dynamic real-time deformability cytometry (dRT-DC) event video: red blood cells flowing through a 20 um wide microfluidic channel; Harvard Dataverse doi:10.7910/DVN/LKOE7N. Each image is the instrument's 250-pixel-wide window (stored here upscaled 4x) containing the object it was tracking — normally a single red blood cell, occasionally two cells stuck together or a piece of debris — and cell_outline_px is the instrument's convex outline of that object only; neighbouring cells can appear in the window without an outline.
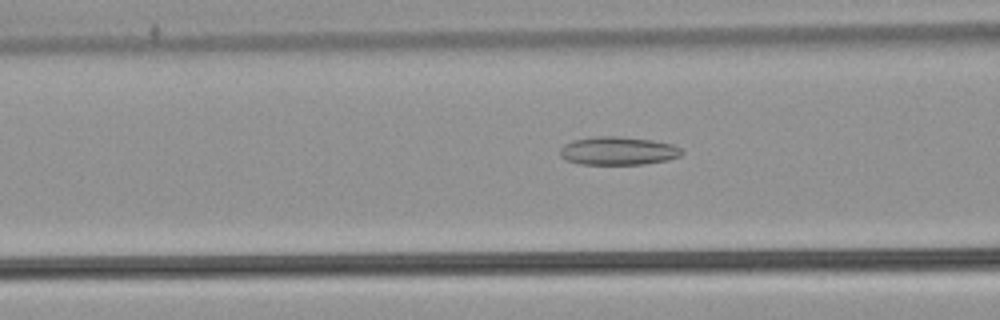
{"species": "common noctule bat (a hibernating species)", "species_latin": "Nyctalus noctula", "temperature_condition": "warm", "stored_images_in_passage": 36, "camera_frame_rate_fps": 3000, "um_per_image_px": 0.085, "animal": {"sex": "male", "body_mass_g": 21.5, "forearm_length_mm": 52.0}, "frame": {"image": 1, "passage_image": 5, "time_ms": 1.333, "image_size_px": [1000, 320], "cell_outline_px": [[684, 152], [680, 156], [668, 160], [644, 164], [580, 164], [564, 160], [560, 156], [560, 148], [564, 144], [572, 140], [592, 136], [620, 136], [652, 140], [672, 144], [680, 148]], "centroid_in_image_um": [52.51, 12.82], "position_along_channel_um": 114.1, "area_um2": 20.29}}
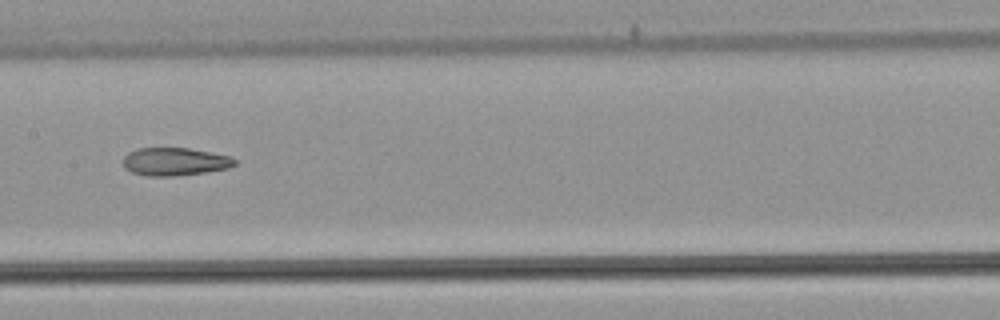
{"frame": {"image": 2, "passage_image": 11, "time_ms": 3.333, "image_size_px": [1000, 320], "cell_outline_px": [[236, 164], [228, 168], [204, 172], [172, 176], [148, 176], [132, 172], [124, 168], [124, 156], [128, 152], [136, 148], [188, 148], [228, 156], [236, 160]], "centroid_in_image_um": [14.82, 13.73], "position_along_channel_um": 192.6, "area_um2": 17.98}}
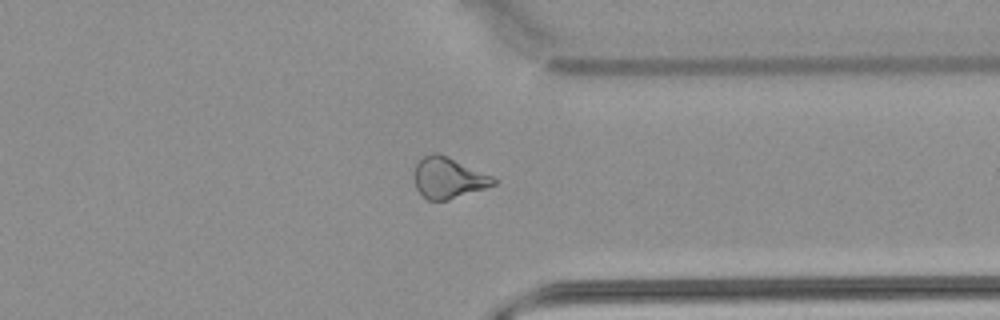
{"frame": {"image": 3, "passage_image": 25, "time_ms": 8.0, "image_size_px": [1000, 320], "cell_outline_px": [[496, 184], [448, 200], [428, 200], [416, 188], [416, 160], [432, 152], [436, 152], [448, 156], [492, 176], [496, 180]], "centroid_in_image_um": [38.1, 15.1], "position_along_channel_um": 373.3, "area_um2": 18.61}, "authors_computed_cell_mechanics": {"area_um2": 19.1318, "velocity_mm_per_s": 3.916, "shape_relaxation_time_tau1_ms": null, "shape_relaxation_time_tau2_ms": 3.6887, "deformation_change_tau1": null, "deformation_change_tau2": 0.1275}}